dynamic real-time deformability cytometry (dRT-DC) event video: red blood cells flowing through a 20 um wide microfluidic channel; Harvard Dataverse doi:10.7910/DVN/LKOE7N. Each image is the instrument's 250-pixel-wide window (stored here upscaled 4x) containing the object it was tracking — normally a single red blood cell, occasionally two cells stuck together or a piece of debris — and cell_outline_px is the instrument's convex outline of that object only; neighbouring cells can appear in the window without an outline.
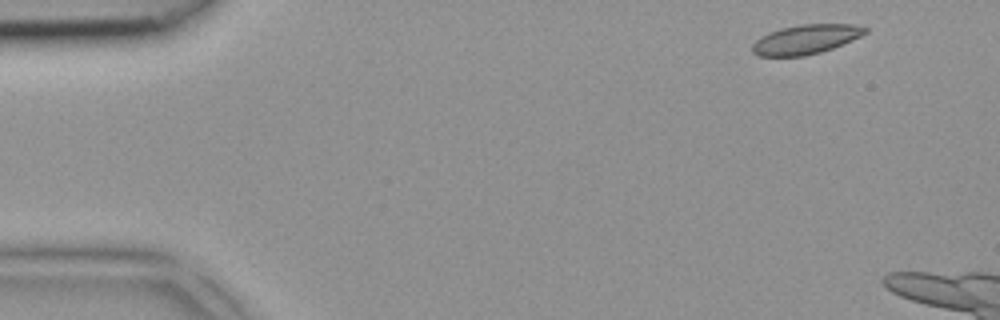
{"species": "common noctule bat (a hibernating species)", "species_latin": "Nyctalus noctula", "temperature_condition": "room temperature", "stored_images_in_passage": 3, "camera_frame_rate_fps": 3000, "um_per_image_px": 0.085, "animal": {"sex": "female", "body_mass_g": 18.4}, "frame": {"image": 1, "passage_image": 1, "time_ms": 0.0, "image_size_px": [1000, 320], "cell_outline_px": [[868, 32], [852, 40], [832, 48], [820, 52], [804, 56], [760, 56], [752, 52], [752, 44], [760, 36], [780, 28], [800, 24], [856, 24], [868, 28]], "centroid_in_image_um": [68.49, 3.34], "position_along_channel_um": 16.5, "area_um2": 19.36}}